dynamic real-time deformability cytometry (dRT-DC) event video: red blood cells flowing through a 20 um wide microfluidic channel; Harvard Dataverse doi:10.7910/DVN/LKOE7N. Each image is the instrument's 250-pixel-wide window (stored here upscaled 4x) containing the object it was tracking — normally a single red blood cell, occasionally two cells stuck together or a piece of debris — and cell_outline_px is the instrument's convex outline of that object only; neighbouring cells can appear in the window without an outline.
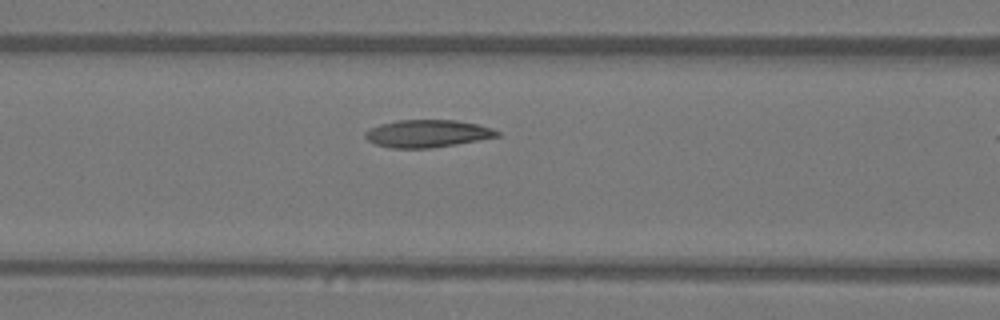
{"species": "Egyptian fruit bat (a non-hibernating species)", "species_latin": "Rousettus aegyptiacus", "temperature_condition": "warm", "stored_images_in_passage": 16, "camera_frame_rate_fps": 3000, "um_per_image_px": 0.085, "animal": {"sex": "female"}, "frame": {"image": 1, "passage_image": 12, "time_ms": 3.667, "image_size_px": [1000, 320], "cell_outline_px": [[500, 136], [456, 144], [432, 148], [392, 148], [376, 144], [368, 140], [364, 136], [364, 132], [368, 128], [380, 124], [396, 120], [456, 120], [476, 124], [492, 128], [500, 132]], "centroid_in_image_um": [36.3, 11.35], "position_along_channel_um": 130.3, "area_um2": 21.15}}